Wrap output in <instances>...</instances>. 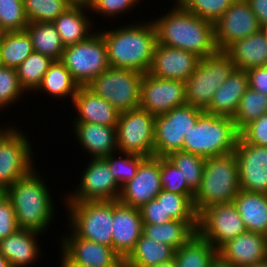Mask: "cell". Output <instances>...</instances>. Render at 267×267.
Masks as SVG:
<instances>
[{"mask_svg": "<svg viewBox=\"0 0 267 267\" xmlns=\"http://www.w3.org/2000/svg\"><path fill=\"white\" fill-rule=\"evenodd\" d=\"M152 21L157 32V43L184 49L200 58L215 54L214 24L179 7L176 3Z\"/></svg>", "mask_w": 267, "mask_h": 267, "instance_id": "obj_1", "label": "cell"}, {"mask_svg": "<svg viewBox=\"0 0 267 267\" xmlns=\"http://www.w3.org/2000/svg\"><path fill=\"white\" fill-rule=\"evenodd\" d=\"M134 23V24H133ZM106 43L111 67L148 73L152 61L157 32L152 20L132 22L109 30H100Z\"/></svg>", "mask_w": 267, "mask_h": 267, "instance_id": "obj_2", "label": "cell"}, {"mask_svg": "<svg viewBox=\"0 0 267 267\" xmlns=\"http://www.w3.org/2000/svg\"><path fill=\"white\" fill-rule=\"evenodd\" d=\"M36 167L15 181L4 194L10 199L19 229L47 233L55 215L50 187ZM44 179V180H43Z\"/></svg>", "mask_w": 267, "mask_h": 267, "instance_id": "obj_3", "label": "cell"}, {"mask_svg": "<svg viewBox=\"0 0 267 267\" xmlns=\"http://www.w3.org/2000/svg\"><path fill=\"white\" fill-rule=\"evenodd\" d=\"M237 157L234 152L205 158L203 177L193 204L199 215L205 208L232 203L239 193Z\"/></svg>", "mask_w": 267, "mask_h": 267, "instance_id": "obj_4", "label": "cell"}, {"mask_svg": "<svg viewBox=\"0 0 267 267\" xmlns=\"http://www.w3.org/2000/svg\"><path fill=\"white\" fill-rule=\"evenodd\" d=\"M239 136L232 117L203 112L184 136L182 151L204 158L228 154L234 152Z\"/></svg>", "mask_w": 267, "mask_h": 267, "instance_id": "obj_5", "label": "cell"}, {"mask_svg": "<svg viewBox=\"0 0 267 267\" xmlns=\"http://www.w3.org/2000/svg\"><path fill=\"white\" fill-rule=\"evenodd\" d=\"M118 200L64 202L68 225L78 237L112 247L113 207Z\"/></svg>", "mask_w": 267, "mask_h": 267, "instance_id": "obj_6", "label": "cell"}, {"mask_svg": "<svg viewBox=\"0 0 267 267\" xmlns=\"http://www.w3.org/2000/svg\"><path fill=\"white\" fill-rule=\"evenodd\" d=\"M235 68L225 51L201 58L194 73L185 81L186 103L205 111L216 90Z\"/></svg>", "mask_w": 267, "mask_h": 267, "instance_id": "obj_7", "label": "cell"}, {"mask_svg": "<svg viewBox=\"0 0 267 267\" xmlns=\"http://www.w3.org/2000/svg\"><path fill=\"white\" fill-rule=\"evenodd\" d=\"M143 75L136 70L110 66L87 87L121 113L139 108Z\"/></svg>", "mask_w": 267, "mask_h": 267, "instance_id": "obj_8", "label": "cell"}, {"mask_svg": "<svg viewBox=\"0 0 267 267\" xmlns=\"http://www.w3.org/2000/svg\"><path fill=\"white\" fill-rule=\"evenodd\" d=\"M79 86H87L110 67L106 43L98 29L87 39L66 46L61 60Z\"/></svg>", "mask_w": 267, "mask_h": 267, "instance_id": "obj_9", "label": "cell"}, {"mask_svg": "<svg viewBox=\"0 0 267 267\" xmlns=\"http://www.w3.org/2000/svg\"><path fill=\"white\" fill-rule=\"evenodd\" d=\"M10 125L0 136V188L4 192L35 167L32 142L15 124Z\"/></svg>", "mask_w": 267, "mask_h": 267, "instance_id": "obj_10", "label": "cell"}, {"mask_svg": "<svg viewBox=\"0 0 267 267\" xmlns=\"http://www.w3.org/2000/svg\"><path fill=\"white\" fill-rule=\"evenodd\" d=\"M203 112L185 104L155 116L154 156L167 157L173 152L182 151L184 136L196 125Z\"/></svg>", "mask_w": 267, "mask_h": 267, "instance_id": "obj_11", "label": "cell"}, {"mask_svg": "<svg viewBox=\"0 0 267 267\" xmlns=\"http://www.w3.org/2000/svg\"><path fill=\"white\" fill-rule=\"evenodd\" d=\"M155 116L140 107L121 112L117 123V149L122 153L154 156Z\"/></svg>", "mask_w": 267, "mask_h": 267, "instance_id": "obj_12", "label": "cell"}, {"mask_svg": "<svg viewBox=\"0 0 267 267\" xmlns=\"http://www.w3.org/2000/svg\"><path fill=\"white\" fill-rule=\"evenodd\" d=\"M68 230L60 237L59 267H124L123 258L112 247L82 239Z\"/></svg>", "mask_w": 267, "mask_h": 267, "instance_id": "obj_13", "label": "cell"}, {"mask_svg": "<svg viewBox=\"0 0 267 267\" xmlns=\"http://www.w3.org/2000/svg\"><path fill=\"white\" fill-rule=\"evenodd\" d=\"M80 175L75 191L67 193L65 202L118 200L121 187L117 184L103 158H90Z\"/></svg>", "mask_w": 267, "mask_h": 267, "instance_id": "obj_14", "label": "cell"}, {"mask_svg": "<svg viewBox=\"0 0 267 267\" xmlns=\"http://www.w3.org/2000/svg\"><path fill=\"white\" fill-rule=\"evenodd\" d=\"M246 231L233 202L210 206L198 215L197 233L217 250Z\"/></svg>", "mask_w": 267, "mask_h": 267, "instance_id": "obj_15", "label": "cell"}, {"mask_svg": "<svg viewBox=\"0 0 267 267\" xmlns=\"http://www.w3.org/2000/svg\"><path fill=\"white\" fill-rule=\"evenodd\" d=\"M185 104L187 103L184 81L157 78L148 73L143 75L139 105L141 109L157 116Z\"/></svg>", "mask_w": 267, "mask_h": 267, "instance_id": "obj_16", "label": "cell"}, {"mask_svg": "<svg viewBox=\"0 0 267 267\" xmlns=\"http://www.w3.org/2000/svg\"><path fill=\"white\" fill-rule=\"evenodd\" d=\"M260 24L245 0H235L214 23L218 51H225L234 42L260 31Z\"/></svg>", "mask_w": 267, "mask_h": 267, "instance_id": "obj_17", "label": "cell"}, {"mask_svg": "<svg viewBox=\"0 0 267 267\" xmlns=\"http://www.w3.org/2000/svg\"><path fill=\"white\" fill-rule=\"evenodd\" d=\"M160 157L145 158L136 175L121 187L118 202L140 208L154 199L161 191Z\"/></svg>", "mask_w": 267, "mask_h": 267, "instance_id": "obj_18", "label": "cell"}, {"mask_svg": "<svg viewBox=\"0 0 267 267\" xmlns=\"http://www.w3.org/2000/svg\"><path fill=\"white\" fill-rule=\"evenodd\" d=\"M237 157L240 189L267 194V147H260L238 138Z\"/></svg>", "mask_w": 267, "mask_h": 267, "instance_id": "obj_19", "label": "cell"}, {"mask_svg": "<svg viewBox=\"0 0 267 267\" xmlns=\"http://www.w3.org/2000/svg\"><path fill=\"white\" fill-rule=\"evenodd\" d=\"M200 59L187 50L156 43L148 74L157 78L185 82L194 73Z\"/></svg>", "mask_w": 267, "mask_h": 267, "instance_id": "obj_20", "label": "cell"}, {"mask_svg": "<svg viewBox=\"0 0 267 267\" xmlns=\"http://www.w3.org/2000/svg\"><path fill=\"white\" fill-rule=\"evenodd\" d=\"M218 256L235 267H250L267 259V236L252 231L241 233L218 249Z\"/></svg>", "mask_w": 267, "mask_h": 267, "instance_id": "obj_21", "label": "cell"}, {"mask_svg": "<svg viewBox=\"0 0 267 267\" xmlns=\"http://www.w3.org/2000/svg\"><path fill=\"white\" fill-rule=\"evenodd\" d=\"M142 230L143 221L139 208L119 202L113 207L112 248L123 260L135 248Z\"/></svg>", "mask_w": 267, "mask_h": 267, "instance_id": "obj_22", "label": "cell"}, {"mask_svg": "<svg viewBox=\"0 0 267 267\" xmlns=\"http://www.w3.org/2000/svg\"><path fill=\"white\" fill-rule=\"evenodd\" d=\"M77 112L72 122L95 123L117 127L120 112L87 86H80L72 101Z\"/></svg>", "mask_w": 267, "mask_h": 267, "instance_id": "obj_23", "label": "cell"}, {"mask_svg": "<svg viewBox=\"0 0 267 267\" xmlns=\"http://www.w3.org/2000/svg\"><path fill=\"white\" fill-rule=\"evenodd\" d=\"M75 140L90 158H104L117 152V128L95 123L72 122Z\"/></svg>", "mask_w": 267, "mask_h": 267, "instance_id": "obj_24", "label": "cell"}, {"mask_svg": "<svg viewBox=\"0 0 267 267\" xmlns=\"http://www.w3.org/2000/svg\"><path fill=\"white\" fill-rule=\"evenodd\" d=\"M87 11L90 12V8L86 0H77L52 22L65 47L79 43L94 33L92 28L95 25Z\"/></svg>", "mask_w": 267, "mask_h": 267, "instance_id": "obj_25", "label": "cell"}, {"mask_svg": "<svg viewBox=\"0 0 267 267\" xmlns=\"http://www.w3.org/2000/svg\"><path fill=\"white\" fill-rule=\"evenodd\" d=\"M39 234L34 231L18 229L8 237L0 240V252L12 267H27L41 257ZM39 241V242H38Z\"/></svg>", "mask_w": 267, "mask_h": 267, "instance_id": "obj_26", "label": "cell"}, {"mask_svg": "<svg viewBox=\"0 0 267 267\" xmlns=\"http://www.w3.org/2000/svg\"><path fill=\"white\" fill-rule=\"evenodd\" d=\"M248 88L247 71L235 68L225 82L216 90L209 107L204 112L233 117L241 97Z\"/></svg>", "mask_w": 267, "mask_h": 267, "instance_id": "obj_27", "label": "cell"}, {"mask_svg": "<svg viewBox=\"0 0 267 267\" xmlns=\"http://www.w3.org/2000/svg\"><path fill=\"white\" fill-rule=\"evenodd\" d=\"M247 231L267 236V194L239 190L233 200Z\"/></svg>", "mask_w": 267, "mask_h": 267, "instance_id": "obj_28", "label": "cell"}, {"mask_svg": "<svg viewBox=\"0 0 267 267\" xmlns=\"http://www.w3.org/2000/svg\"><path fill=\"white\" fill-rule=\"evenodd\" d=\"M225 52L236 69L247 71L253 67L267 66V40L261 31L234 42Z\"/></svg>", "mask_w": 267, "mask_h": 267, "instance_id": "obj_29", "label": "cell"}, {"mask_svg": "<svg viewBox=\"0 0 267 267\" xmlns=\"http://www.w3.org/2000/svg\"><path fill=\"white\" fill-rule=\"evenodd\" d=\"M197 226L198 221L171 220L160 225L143 223L142 234L177 250L197 233Z\"/></svg>", "mask_w": 267, "mask_h": 267, "instance_id": "obj_30", "label": "cell"}, {"mask_svg": "<svg viewBox=\"0 0 267 267\" xmlns=\"http://www.w3.org/2000/svg\"><path fill=\"white\" fill-rule=\"evenodd\" d=\"M175 249L167 244L157 242L143 234L135 248L124 259V267H152L174 258Z\"/></svg>", "mask_w": 267, "mask_h": 267, "instance_id": "obj_31", "label": "cell"}, {"mask_svg": "<svg viewBox=\"0 0 267 267\" xmlns=\"http://www.w3.org/2000/svg\"><path fill=\"white\" fill-rule=\"evenodd\" d=\"M79 87L63 63L60 60H54L34 93L41 91L50 98L52 96L53 99L55 97L58 100L69 98L72 103Z\"/></svg>", "mask_w": 267, "mask_h": 267, "instance_id": "obj_32", "label": "cell"}, {"mask_svg": "<svg viewBox=\"0 0 267 267\" xmlns=\"http://www.w3.org/2000/svg\"><path fill=\"white\" fill-rule=\"evenodd\" d=\"M218 250L208 240L195 233L183 246L175 250L177 267H211Z\"/></svg>", "mask_w": 267, "mask_h": 267, "instance_id": "obj_33", "label": "cell"}, {"mask_svg": "<svg viewBox=\"0 0 267 267\" xmlns=\"http://www.w3.org/2000/svg\"><path fill=\"white\" fill-rule=\"evenodd\" d=\"M25 31L32 40L35 52L61 60L65 46L53 23L29 22Z\"/></svg>", "mask_w": 267, "mask_h": 267, "instance_id": "obj_34", "label": "cell"}, {"mask_svg": "<svg viewBox=\"0 0 267 267\" xmlns=\"http://www.w3.org/2000/svg\"><path fill=\"white\" fill-rule=\"evenodd\" d=\"M0 49L3 65L15 69L34 51L25 30L0 33Z\"/></svg>", "mask_w": 267, "mask_h": 267, "instance_id": "obj_35", "label": "cell"}, {"mask_svg": "<svg viewBox=\"0 0 267 267\" xmlns=\"http://www.w3.org/2000/svg\"><path fill=\"white\" fill-rule=\"evenodd\" d=\"M53 59L33 51L17 68L18 80L26 93L33 94L41 84L44 74L53 63Z\"/></svg>", "mask_w": 267, "mask_h": 267, "instance_id": "obj_36", "label": "cell"}, {"mask_svg": "<svg viewBox=\"0 0 267 267\" xmlns=\"http://www.w3.org/2000/svg\"><path fill=\"white\" fill-rule=\"evenodd\" d=\"M267 113V95L248 88L241 97L235 115L232 117L240 132L246 125Z\"/></svg>", "mask_w": 267, "mask_h": 267, "instance_id": "obj_37", "label": "cell"}, {"mask_svg": "<svg viewBox=\"0 0 267 267\" xmlns=\"http://www.w3.org/2000/svg\"><path fill=\"white\" fill-rule=\"evenodd\" d=\"M77 0H23L28 22L52 23Z\"/></svg>", "mask_w": 267, "mask_h": 267, "instance_id": "obj_38", "label": "cell"}, {"mask_svg": "<svg viewBox=\"0 0 267 267\" xmlns=\"http://www.w3.org/2000/svg\"><path fill=\"white\" fill-rule=\"evenodd\" d=\"M155 198L162 200L165 216H170L172 220L198 221V214L193 204L194 195H182L162 190Z\"/></svg>", "mask_w": 267, "mask_h": 267, "instance_id": "obj_39", "label": "cell"}, {"mask_svg": "<svg viewBox=\"0 0 267 267\" xmlns=\"http://www.w3.org/2000/svg\"><path fill=\"white\" fill-rule=\"evenodd\" d=\"M167 158L180 170L188 187L196 193L203 177L205 158L184 151L173 152Z\"/></svg>", "mask_w": 267, "mask_h": 267, "instance_id": "obj_40", "label": "cell"}, {"mask_svg": "<svg viewBox=\"0 0 267 267\" xmlns=\"http://www.w3.org/2000/svg\"><path fill=\"white\" fill-rule=\"evenodd\" d=\"M116 153L120 155L116 157ZM103 159L107 162L109 170L117 184L122 187L136 175L137 169L145 157L129 153L114 152Z\"/></svg>", "mask_w": 267, "mask_h": 267, "instance_id": "obj_41", "label": "cell"}, {"mask_svg": "<svg viewBox=\"0 0 267 267\" xmlns=\"http://www.w3.org/2000/svg\"><path fill=\"white\" fill-rule=\"evenodd\" d=\"M182 9L215 23L235 0H173Z\"/></svg>", "mask_w": 267, "mask_h": 267, "instance_id": "obj_42", "label": "cell"}, {"mask_svg": "<svg viewBox=\"0 0 267 267\" xmlns=\"http://www.w3.org/2000/svg\"><path fill=\"white\" fill-rule=\"evenodd\" d=\"M28 23L23 0H0V33L24 31Z\"/></svg>", "mask_w": 267, "mask_h": 267, "instance_id": "obj_43", "label": "cell"}, {"mask_svg": "<svg viewBox=\"0 0 267 267\" xmlns=\"http://www.w3.org/2000/svg\"><path fill=\"white\" fill-rule=\"evenodd\" d=\"M25 90L21 87L15 68L0 67V110L16 104L25 96Z\"/></svg>", "mask_w": 267, "mask_h": 267, "instance_id": "obj_44", "label": "cell"}, {"mask_svg": "<svg viewBox=\"0 0 267 267\" xmlns=\"http://www.w3.org/2000/svg\"><path fill=\"white\" fill-rule=\"evenodd\" d=\"M160 176L163 190L182 195L195 194L188 187L180 170L167 157H160Z\"/></svg>", "mask_w": 267, "mask_h": 267, "instance_id": "obj_45", "label": "cell"}, {"mask_svg": "<svg viewBox=\"0 0 267 267\" xmlns=\"http://www.w3.org/2000/svg\"><path fill=\"white\" fill-rule=\"evenodd\" d=\"M86 2L92 14L95 12L104 18L111 17L110 19H112V17L114 19L116 16L119 17L120 13L121 15L129 11L132 13L131 10L133 11L136 5L142 3L141 0H86Z\"/></svg>", "mask_w": 267, "mask_h": 267, "instance_id": "obj_46", "label": "cell"}, {"mask_svg": "<svg viewBox=\"0 0 267 267\" xmlns=\"http://www.w3.org/2000/svg\"><path fill=\"white\" fill-rule=\"evenodd\" d=\"M239 133L245 142L267 147V113L246 125Z\"/></svg>", "mask_w": 267, "mask_h": 267, "instance_id": "obj_47", "label": "cell"}, {"mask_svg": "<svg viewBox=\"0 0 267 267\" xmlns=\"http://www.w3.org/2000/svg\"><path fill=\"white\" fill-rule=\"evenodd\" d=\"M19 229L15 211L10 199L4 194L0 197V240Z\"/></svg>", "mask_w": 267, "mask_h": 267, "instance_id": "obj_48", "label": "cell"}, {"mask_svg": "<svg viewBox=\"0 0 267 267\" xmlns=\"http://www.w3.org/2000/svg\"><path fill=\"white\" fill-rule=\"evenodd\" d=\"M139 210L143 223L160 225L172 220L170 216H165L162 200L156 198L142 205Z\"/></svg>", "mask_w": 267, "mask_h": 267, "instance_id": "obj_49", "label": "cell"}, {"mask_svg": "<svg viewBox=\"0 0 267 267\" xmlns=\"http://www.w3.org/2000/svg\"><path fill=\"white\" fill-rule=\"evenodd\" d=\"M249 88L267 95V66L247 70Z\"/></svg>", "mask_w": 267, "mask_h": 267, "instance_id": "obj_50", "label": "cell"}, {"mask_svg": "<svg viewBox=\"0 0 267 267\" xmlns=\"http://www.w3.org/2000/svg\"><path fill=\"white\" fill-rule=\"evenodd\" d=\"M253 13L256 15L259 24L267 22V0H245Z\"/></svg>", "mask_w": 267, "mask_h": 267, "instance_id": "obj_51", "label": "cell"}, {"mask_svg": "<svg viewBox=\"0 0 267 267\" xmlns=\"http://www.w3.org/2000/svg\"><path fill=\"white\" fill-rule=\"evenodd\" d=\"M211 267H235V266H232L231 264L223 261L219 256H217V258L211 264Z\"/></svg>", "mask_w": 267, "mask_h": 267, "instance_id": "obj_52", "label": "cell"}, {"mask_svg": "<svg viewBox=\"0 0 267 267\" xmlns=\"http://www.w3.org/2000/svg\"><path fill=\"white\" fill-rule=\"evenodd\" d=\"M152 267H177L176 262L173 259H171L170 261L164 262L162 264L156 265V266H152Z\"/></svg>", "mask_w": 267, "mask_h": 267, "instance_id": "obj_53", "label": "cell"}, {"mask_svg": "<svg viewBox=\"0 0 267 267\" xmlns=\"http://www.w3.org/2000/svg\"><path fill=\"white\" fill-rule=\"evenodd\" d=\"M0 267H12L10 262L0 252Z\"/></svg>", "mask_w": 267, "mask_h": 267, "instance_id": "obj_54", "label": "cell"}, {"mask_svg": "<svg viewBox=\"0 0 267 267\" xmlns=\"http://www.w3.org/2000/svg\"><path fill=\"white\" fill-rule=\"evenodd\" d=\"M260 31L267 40V22L260 26Z\"/></svg>", "mask_w": 267, "mask_h": 267, "instance_id": "obj_55", "label": "cell"}, {"mask_svg": "<svg viewBox=\"0 0 267 267\" xmlns=\"http://www.w3.org/2000/svg\"><path fill=\"white\" fill-rule=\"evenodd\" d=\"M250 267H267V259L262 262L255 263L254 265H251Z\"/></svg>", "mask_w": 267, "mask_h": 267, "instance_id": "obj_56", "label": "cell"}, {"mask_svg": "<svg viewBox=\"0 0 267 267\" xmlns=\"http://www.w3.org/2000/svg\"><path fill=\"white\" fill-rule=\"evenodd\" d=\"M10 127V125L8 126H2V127H0V136L8 129Z\"/></svg>", "mask_w": 267, "mask_h": 267, "instance_id": "obj_57", "label": "cell"}, {"mask_svg": "<svg viewBox=\"0 0 267 267\" xmlns=\"http://www.w3.org/2000/svg\"><path fill=\"white\" fill-rule=\"evenodd\" d=\"M4 66L2 62L1 49H0V67Z\"/></svg>", "mask_w": 267, "mask_h": 267, "instance_id": "obj_58", "label": "cell"}, {"mask_svg": "<svg viewBox=\"0 0 267 267\" xmlns=\"http://www.w3.org/2000/svg\"><path fill=\"white\" fill-rule=\"evenodd\" d=\"M4 195V191L0 188V197Z\"/></svg>", "mask_w": 267, "mask_h": 267, "instance_id": "obj_59", "label": "cell"}]
</instances>
